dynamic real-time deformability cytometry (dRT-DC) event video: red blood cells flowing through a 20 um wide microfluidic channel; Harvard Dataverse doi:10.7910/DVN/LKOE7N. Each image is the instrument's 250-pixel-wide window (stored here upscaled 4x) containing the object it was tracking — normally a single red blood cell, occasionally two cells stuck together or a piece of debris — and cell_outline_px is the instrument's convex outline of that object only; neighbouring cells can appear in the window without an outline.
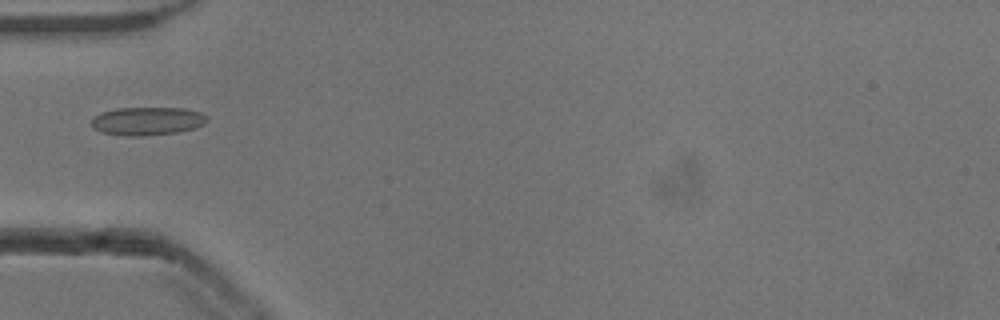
{"species": "common noctule bat (a hibernating species)", "species_latin": "Nyctalus noctula", "temperature_condition": "cold", "stored_images_in_passage": 37, "camera_frame_rate_fps": 3000, "um_per_image_px": 0.085, "animal": {"sex": "male", "body_mass_g": 13.3}, "frame": {"image": 1, "passage_image": 1, "time_ms": 0.0, "image_size_px": [1000, 320], "cell_outline_px": [[208, 120], [204, 124], [196, 128], [176, 132], [140, 136], [128, 136], [100, 132], [92, 128], [92, 116], [100, 112], [116, 108], [184, 108], [200, 112], [208, 116]], "centroid_in_image_um": [12.5, 10.28], "position_along_channel_um": 72.5, "area_um2": 19.19}}
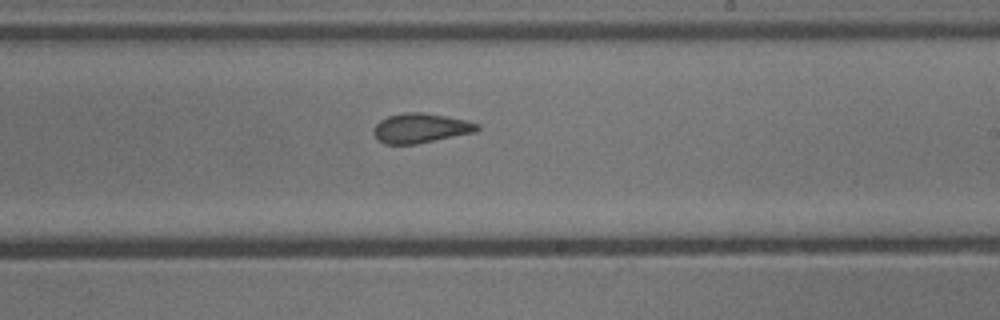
{"frame": {"image": 2, "passage_image": 15, "time_ms": 4.667, "image_size_px": [1000, 320], "cell_outline_px": [[480, 128], [476, 132], [416, 144], [384, 144], [372, 132], [372, 128], [380, 120], [388, 116], [404, 112], [420, 112], [444, 116], [464, 120], [480, 124]], "centroid_in_image_um": [35.74, 10.89], "position_along_channel_um": 253.3, "area_um2": 17.8}}
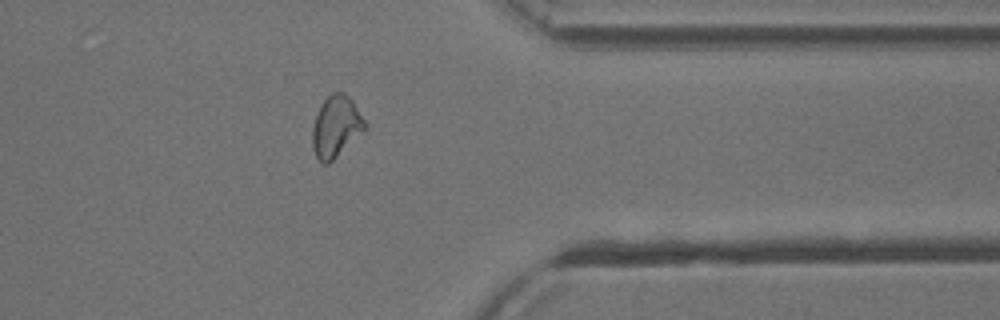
{"frame": {"image": 3, "passage_image": 26, "time_ms": 8.333, "image_size_px": [1000, 320], "cell_outline_px": [[368, 128], [364, 132], [328, 164], [324, 164], [316, 156], [312, 148], [312, 128], [316, 112], [320, 104], [332, 92], [344, 92], [352, 100], [368, 124]], "centroid_in_image_um": [28.57, 10.75], "position_along_channel_um": 382.8, "area_um2": 19.07}}